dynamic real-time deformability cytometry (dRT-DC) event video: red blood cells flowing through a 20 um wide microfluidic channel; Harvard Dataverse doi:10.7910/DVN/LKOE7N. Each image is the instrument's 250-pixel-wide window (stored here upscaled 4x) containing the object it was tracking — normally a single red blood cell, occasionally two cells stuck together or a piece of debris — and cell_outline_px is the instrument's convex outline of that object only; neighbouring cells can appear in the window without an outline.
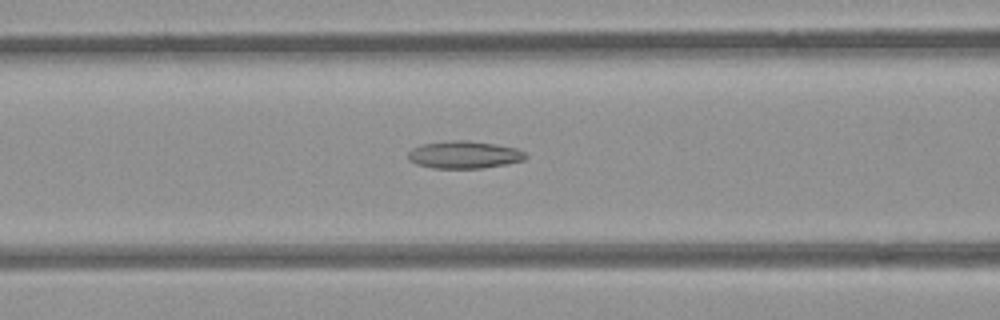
{"species": "common noctule bat (a hibernating species)", "species_latin": "Nyctalus noctula", "temperature_condition": "room temperature", "stored_images_in_passage": 46, "camera_frame_rate_fps": 3000, "um_per_image_px": 0.085, "animal": {"sex": "female", "body_mass_g": 21.9}, "frame": {"image": 1, "passage_image": 21, "time_ms": 6.667, "image_size_px": [1000, 320], "cell_outline_px": [[528, 156], [524, 160], [508, 164], [484, 168], [432, 168], [416, 164], [408, 160], [408, 152], [412, 148], [420, 144], [456, 140], [468, 140], [516, 148], [524, 152]], "centroid_in_image_um": [39.44, 13.16], "position_along_channel_um": 127.2, "area_um2": 18.84}}
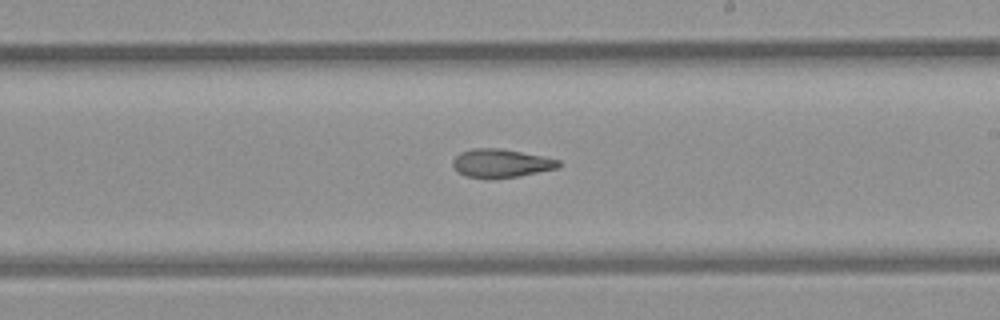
{"frame": {"image": 2, "passage_image": 30, "time_ms": 9.667, "image_size_px": [1000, 320], "cell_outline_px": [[564, 164], [556, 168], [520, 176], [488, 180], [464, 176], [456, 172], [452, 164], [452, 160], [460, 152], [472, 148], [500, 148], [544, 156], [560, 160]], "centroid_in_image_um": [42.56, 13.89], "position_along_channel_um": 246.4, "area_um2": 18.03}}
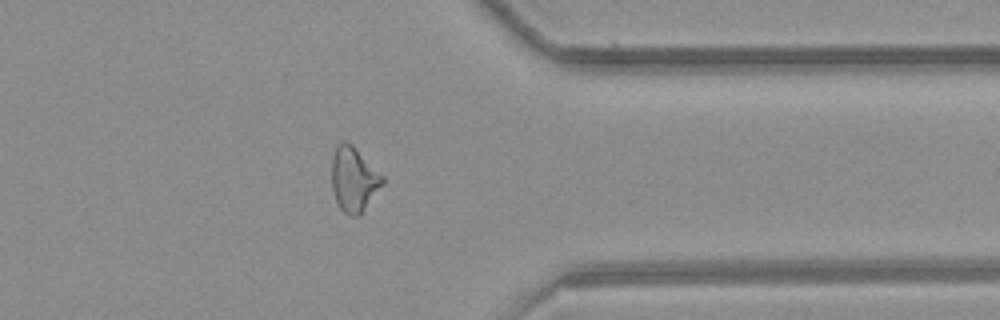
{"frame": {"image": 3, "passage_image": 41, "time_ms": 13.333, "image_size_px": [1000, 320], "cell_outline_px": [[384, 184], [360, 216], [352, 216], [344, 212], [340, 208], [336, 200], [332, 188], [332, 156], [336, 148], [344, 140], [352, 144], [384, 176]], "centroid_in_image_um": [30.1, 15.26], "position_along_channel_um": 381.3, "area_um2": 19.19}, "authors_computed_cell_mechanics": {"area_um2": 18.9873, "velocity_mm_per_s": 3.9676, "shape_relaxation_time_tau1_ms": null, "shape_relaxation_time_tau2_ms": 5.1445, "deformation_change_tau1": null, "deformation_change_tau2": 0.1462}}